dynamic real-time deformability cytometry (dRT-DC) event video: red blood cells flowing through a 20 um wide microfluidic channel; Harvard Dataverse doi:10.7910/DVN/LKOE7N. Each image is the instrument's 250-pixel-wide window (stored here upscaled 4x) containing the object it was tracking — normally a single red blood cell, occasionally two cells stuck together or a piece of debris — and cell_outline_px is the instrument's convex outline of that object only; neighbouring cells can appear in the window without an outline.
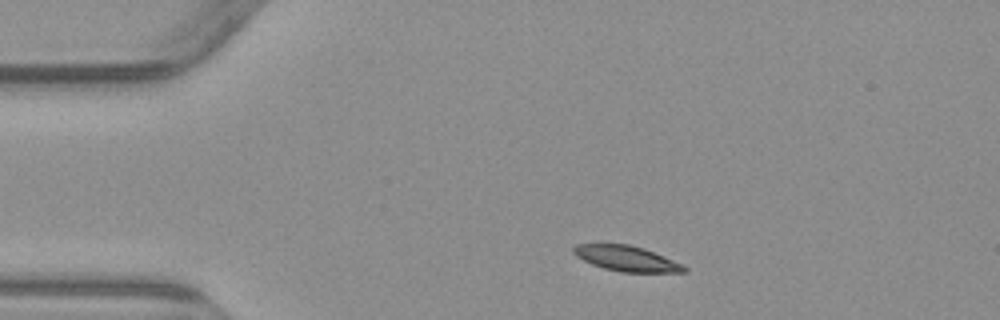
{"species": "common noctule bat (a hibernating species)", "species_latin": "Nyctalus noctula", "temperature_condition": "warm", "stored_images_in_passage": 3, "camera_frame_rate_fps": 3000, "um_per_image_px": 0.085, "animal": {"sex": "male", "body_mass_g": 23.1, "forearm_length_mm": 52.7}, "frame": {"image": 1, "passage_image": 1, "time_ms": 0.0, "image_size_px": [1000, 320], "cell_outline_px": [[688, 272], [620, 272], [604, 268], [592, 264], [576, 256], [572, 252], [572, 248], [576, 244], [628, 244], [644, 248], [664, 256], [688, 268]], "centroid_in_image_um": [53.24, 21.97], "position_along_channel_um": 31.8, "area_um2": 16.24}}